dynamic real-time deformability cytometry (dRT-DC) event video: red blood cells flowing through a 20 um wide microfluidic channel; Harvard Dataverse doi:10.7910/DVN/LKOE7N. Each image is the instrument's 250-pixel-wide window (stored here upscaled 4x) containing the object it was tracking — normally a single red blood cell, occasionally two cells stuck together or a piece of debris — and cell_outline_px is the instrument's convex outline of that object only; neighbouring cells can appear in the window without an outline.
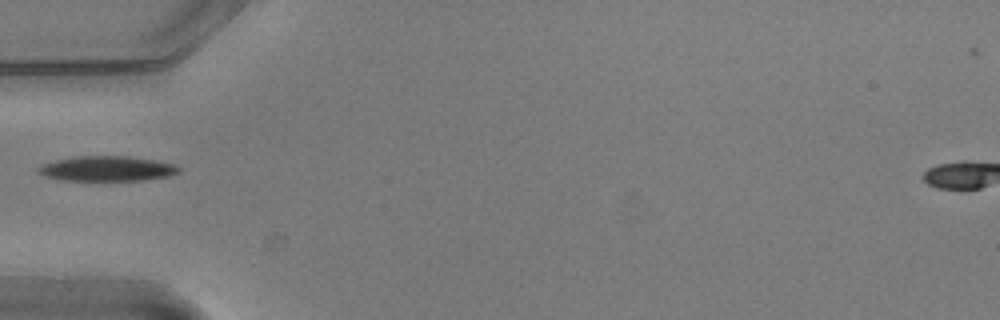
{"species": "common noctule bat (a hibernating species)", "species_latin": "Nyctalus noctula", "temperature_condition": "warm", "stored_images_in_passage": 37, "camera_frame_rate_fps": 3000, "um_per_image_px": 0.085, "animal": {"sex": "male", "body_mass_g": 20.5, "forearm_length_mm": 52.5}, "frame": {"image": 1, "passage_image": 1, "time_ms": 0.0, "image_size_px": [1000, 320], "cell_outline_px": [[180, 172], [172, 176], [144, 180], [64, 180], [44, 176], [36, 172], [36, 168], [40, 164], [56, 160], [76, 156], [128, 156], [156, 160], [176, 164], [180, 168]], "centroid_in_image_um": [9.11, 14.33], "position_along_channel_um": 75.9, "area_um2": 20.75}}